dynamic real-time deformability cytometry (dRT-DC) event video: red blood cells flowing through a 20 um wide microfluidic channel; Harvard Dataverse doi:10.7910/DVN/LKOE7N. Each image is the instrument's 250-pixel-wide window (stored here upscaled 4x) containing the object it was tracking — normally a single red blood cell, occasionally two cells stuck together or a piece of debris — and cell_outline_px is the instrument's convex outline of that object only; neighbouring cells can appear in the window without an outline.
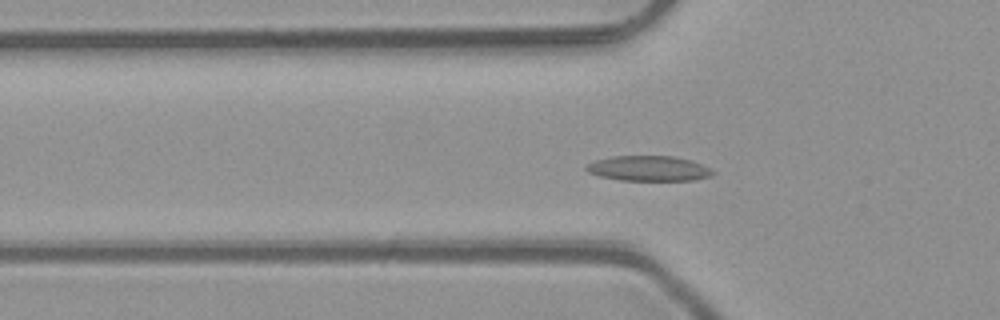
{"species": "common noctule bat (a hibernating species)", "species_latin": "Nyctalus noctula", "temperature_condition": "room temperature", "stored_images_in_passage": 44, "camera_frame_rate_fps": 3000, "um_per_image_px": 0.085, "animal": {"sex": "male", "body_mass_g": 23.1, "forearm_length_mm": 52.7}, "frame": {"image": 1, "passage_image": 17, "time_ms": 5.333, "image_size_px": [1000, 320], "cell_outline_px": [[716, 172], [712, 176], [692, 180], [620, 180], [600, 176], [588, 172], [584, 168], [588, 164], [596, 160], [612, 156], [672, 156], [692, 160]], "centroid_in_image_um": [55.14, 14.31], "position_along_channel_um": 70.7, "area_um2": 18.44}}
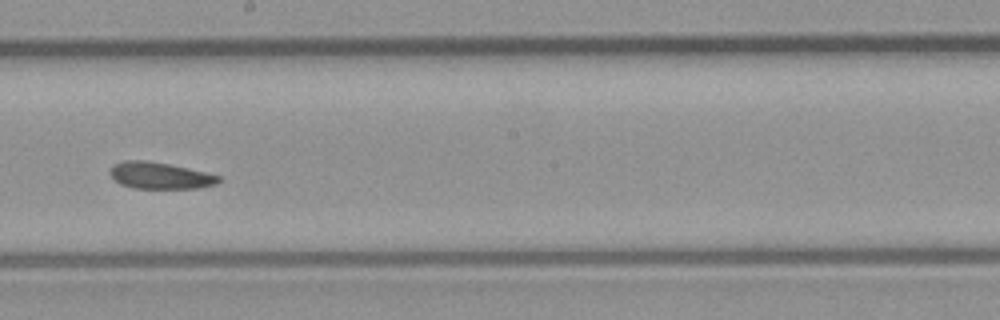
{"frame": {"image": 2, "passage_image": 29, "time_ms": 9.333, "image_size_px": [1000, 320], "cell_outline_px": [[220, 180], [216, 184], [200, 188], [132, 188], [120, 184], [108, 172], [112, 164], [124, 160], [144, 160], [168, 164], [204, 172], [220, 176]], "centroid_in_image_um": [13.55, 14.92], "position_along_channel_um": 234.7, "area_um2": 16.76}}
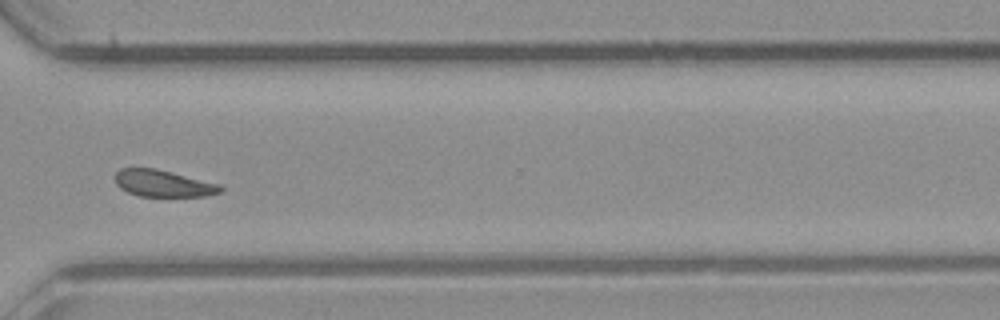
{"frame": {"image": 3, "passage_image": 38, "time_ms": 12.333, "image_size_px": [1000, 320], "cell_outline_px": [[224, 192], [204, 196], [140, 196], [128, 192], [120, 188], [116, 184], [116, 172], [120, 168], [156, 168], [220, 184], [224, 188]], "centroid_in_image_um": [13.9, 15.59], "position_along_channel_um": 356.7, "area_um2": 16.47}, "authors_computed_cell_mechanics": {"area_um2": 17.6868, "velocity_mm_per_s": 4.0782, "shape_relaxation_time_tau1_ms": 3.9135, "shape_relaxation_time_tau2_ms": 4.9097, "deformation_change_tau1": 0.0774, "deformation_change_tau2": 0.1066}}